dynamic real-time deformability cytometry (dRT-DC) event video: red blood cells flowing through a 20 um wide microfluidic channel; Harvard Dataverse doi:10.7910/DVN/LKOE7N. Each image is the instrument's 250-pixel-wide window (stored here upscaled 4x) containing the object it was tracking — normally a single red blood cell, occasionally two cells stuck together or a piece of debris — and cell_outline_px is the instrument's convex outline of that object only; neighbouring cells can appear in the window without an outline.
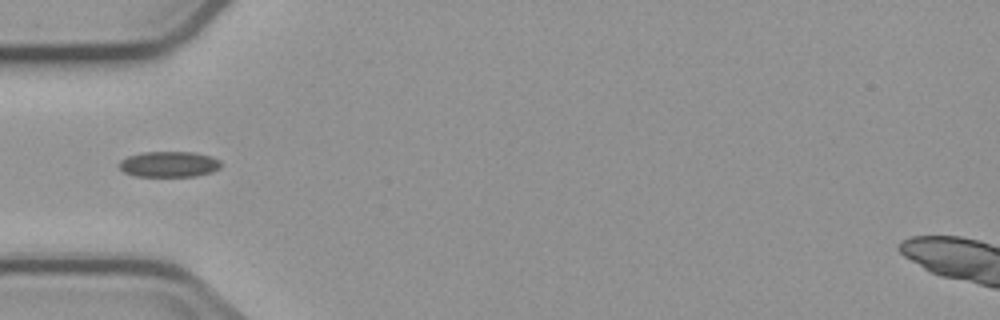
{"species": "common noctule bat (a hibernating species)", "species_latin": "Nyctalus noctula", "temperature_condition": "cold", "stored_images_in_passage": 6, "camera_frame_rate_fps": 3000, "um_per_image_px": 0.085, "animal": {"sex": "male", "body_mass_g": 23.1, "forearm_length_mm": 52.7}, "frame": {"image": 1, "passage_image": 4, "time_ms": 3.667, "image_size_px": [1000, 320], "cell_outline_px": [[220, 168], [212, 172], [196, 176], [136, 176], [124, 172], [120, 168], [120, 160], [128, 156], [144, 152], [196, 152], [212, 156], [220, 160]], "centroid_in_image_um": [14.4, 13.95], "position_along_channel_um": 70.6, "area_um2": 15.26}}
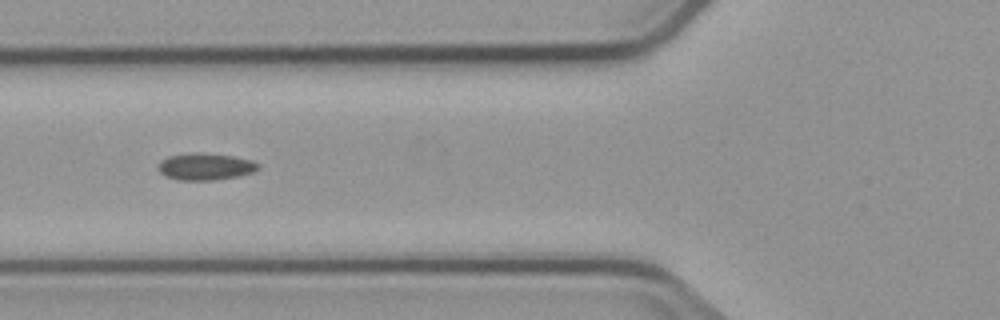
{"frame": {"image": 2, "passage_image": 5, "time_ms": 4.667, "image_size_px": [1000, 320], "cell_outline_px": [[260, 168], [252, 172], [240, 176], [212, 180], [180, 180], [164, 176], [156, 168], [160, 160], [168, 156], [192, 152], [200, 152], [232, 156], [252, 160], [260, 164]], "centroid_in_image_um": [17.43, 14.15], "position_along_channel_um": 108.4, "area_um2": 15.9}}
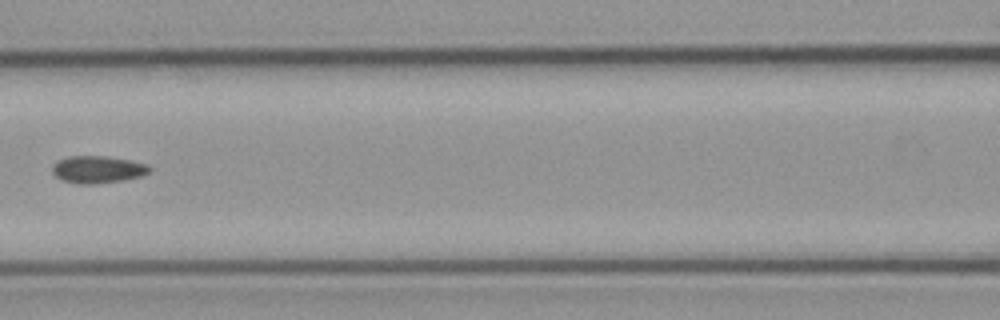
{"frame": {"image": 3, "passage_image": 6, "time_ms": 6.0, "image_size_px": [1000, 320], "cell_outline_px": [[152, 168], [148, 172], [140, 176], [120, 180], [92, 184], [80, 184], [64, 180], [56, 176], [52, 172], [52, 164], [68, 156], [104, 156], [128, 160], [148, 164]], "centroid_in_image_um": [8.29, 14.39], "position_along_channel_um": 158.3, "area_um2": 15.14}}